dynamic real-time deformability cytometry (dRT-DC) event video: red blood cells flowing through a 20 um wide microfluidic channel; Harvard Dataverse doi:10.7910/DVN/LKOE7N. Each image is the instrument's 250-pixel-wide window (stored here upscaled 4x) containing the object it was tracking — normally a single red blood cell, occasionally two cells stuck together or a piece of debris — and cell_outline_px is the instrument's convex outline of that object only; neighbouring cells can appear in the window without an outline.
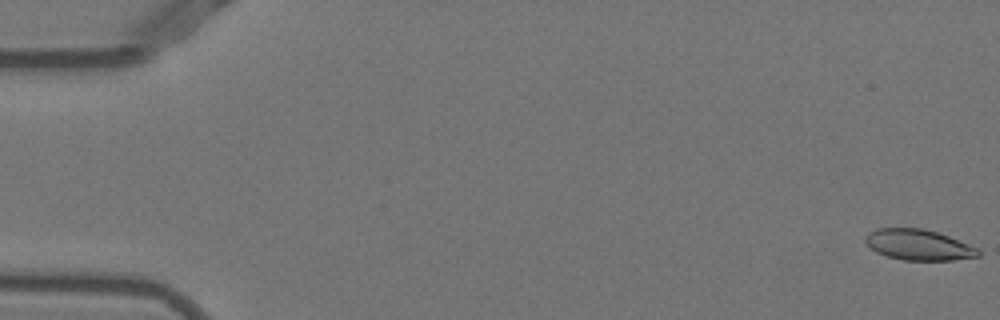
{"species": "Egyptian fruit bat (a non-hibernating species)", "species_latin": "Rousettus aegyptiacus", "temperature_condition": "warm", "stored_images_in_passage": 15, "camera_frame_rate_fps": 3000, "um_per_image_px": 0.085, "animal": {"sex": "female"}, "frame": {"image": 1, "passage_image": 1, "time_ms": 0.0, "image_size_px": [1000, 320], "cell_outline_px": [[980, 256], [952, 260], [904, 260], [888, 256], [876, 252], [864, 240], [864, 236], [868, 232], [876, 228], [924, 228], [948, 236], [968, 244], [976, 248], [980, 252]], "centroid_in_image_um": [78.04, 20.8], "position_along_channel_um": 7.0, "area_um2": 20.06}}
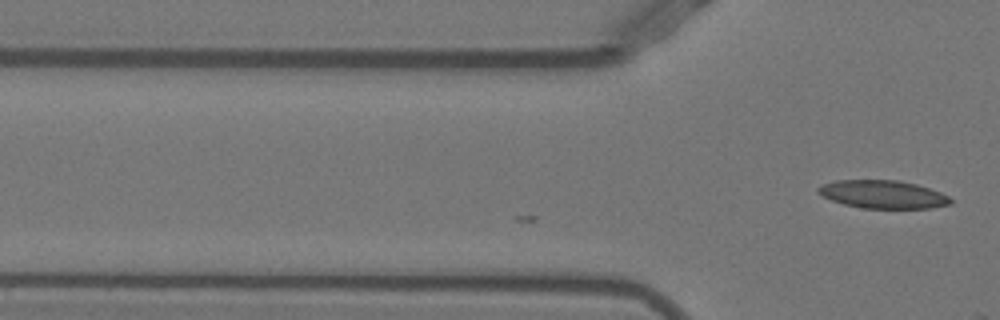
{"frame": {"image": 2, "passage_image": 15, "time_ms": 4.667, "image_size_px": [1000, 320], "cell_outline_px": [[952, 204], [932, 208], [864, 208], [844, 204], [832, 200], [816, 192], [816, 188], [824, 184], [836, 180], [900, 180], [916, 184], [940, 192], [948, 196], [952, 200]], "centroid_in_image_um": [75.06, 16.52], "position_along_channel_um": 50.7, "area_um2": 21.56}}